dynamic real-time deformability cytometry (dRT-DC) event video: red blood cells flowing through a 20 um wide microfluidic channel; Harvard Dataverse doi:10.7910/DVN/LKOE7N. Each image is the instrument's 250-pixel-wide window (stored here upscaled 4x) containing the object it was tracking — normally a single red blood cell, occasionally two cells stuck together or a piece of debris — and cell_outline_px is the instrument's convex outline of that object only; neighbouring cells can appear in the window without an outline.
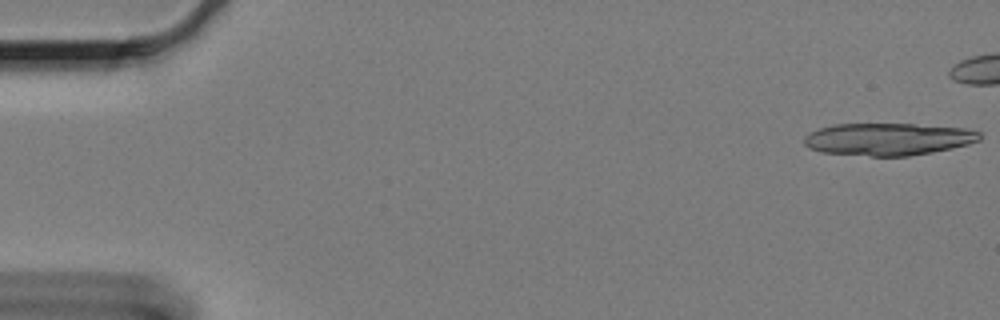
{"species": "Egyptian fruit bat (a non-hibernating species)", "species_latin": "Rousettus aegyptiacus", "temperature_condition": "cold", "stored_images_in_passage": 17, "camera_frame_rate_fps": 3000, "um_per_image_px": 0.085, "animal": {"sex": "female"}, "frame": {"image": 1, "passage_image": 1, "time_ms": 0.0, "image_size_px": [1000, 320], "cell_outline_px": [[980, 140], [968, 144], [952, 148], [932, 152], [908, 156], [872, 156], [824, 152], [808, 148], [804, 144], [804, 136], [820, 128], [836, 124], [912, 124], [964, 128], [980, 132]], "centroid_in_image_um": [75.49, 11.83], "position_along_channel_um": 9.5, "area_um2": 32.83}}